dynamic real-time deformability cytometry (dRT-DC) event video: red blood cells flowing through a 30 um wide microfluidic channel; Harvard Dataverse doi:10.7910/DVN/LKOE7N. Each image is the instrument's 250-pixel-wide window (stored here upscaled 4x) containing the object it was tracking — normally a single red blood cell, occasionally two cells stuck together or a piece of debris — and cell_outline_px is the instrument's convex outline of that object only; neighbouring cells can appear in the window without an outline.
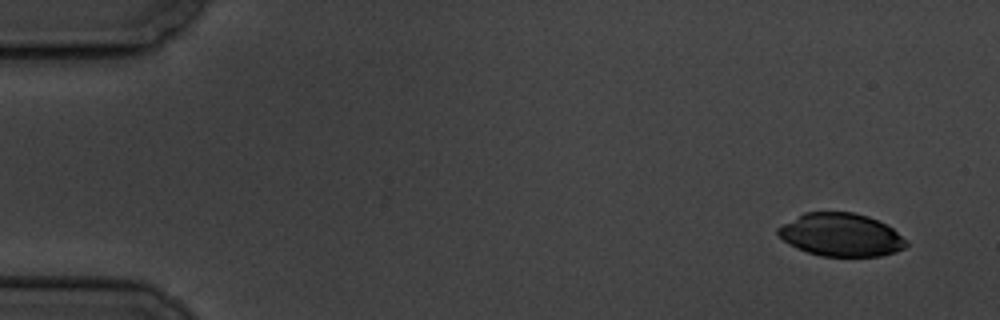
{"species": "common noctule bat (a hibernating species)", "species_latin": "Nyctalus noctula", "temperature_condition": "cold", "stored_images_in_passage": 6, "camera_frame_rate_fps": 3000, "um_per_image_px": 0.085, "animal": {"sex": "male", "body_mass_g": 19.5, "forearm_length_mm": 54.6}, "frame": {"image": 1, "passage_image": 1, "time_ms": 0.0, "image_size_px": [1000, 320], "cell_outline_px": [[908, 244], [904, 248], [896, 252], [880, 256], [820, 256], [796, 248], [788, 244], [776, 232], [776, 228], [804, 212], [852, 212], [868, 216], [888, 224], [908, 240]], "centroid_in_image_um": [71.51, 19.96], "position_along_channel_um": 13.5, "area_um2": 32.37}}